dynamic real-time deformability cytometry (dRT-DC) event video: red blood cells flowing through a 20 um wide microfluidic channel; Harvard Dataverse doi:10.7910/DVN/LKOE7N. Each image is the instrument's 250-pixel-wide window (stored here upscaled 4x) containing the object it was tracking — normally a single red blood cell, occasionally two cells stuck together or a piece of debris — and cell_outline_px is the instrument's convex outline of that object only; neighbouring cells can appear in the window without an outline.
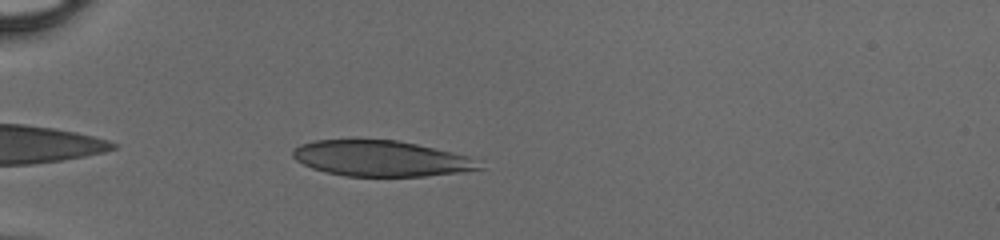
{"species": "human", "species_latin": "Homo sapiens", "temperature_condition": "cold", "stored_images_in_passage": 35, "camera_frame_rate_fps": 3000, "um_per_image_px": 0.085, "donor": {"sex": "male"}, "frame": {"image": 1, "passage_image": 2, "time_ms": 0.333, "image_size_px": [1000, 240], "cell_outline_px": [[484, 168], [464, 172], [424, 176], [344, 176], [324, 172], [312, 168], [296, 160], [292, 156], [292, 152], [300, 144], [316, 140], [396, 140], [416, 144], [452, 152], [468, 156]], "centroid_in_image_um": [32.36, 13.48], "position_along_channel_um": 52.6, "area_um2": 38.55}}
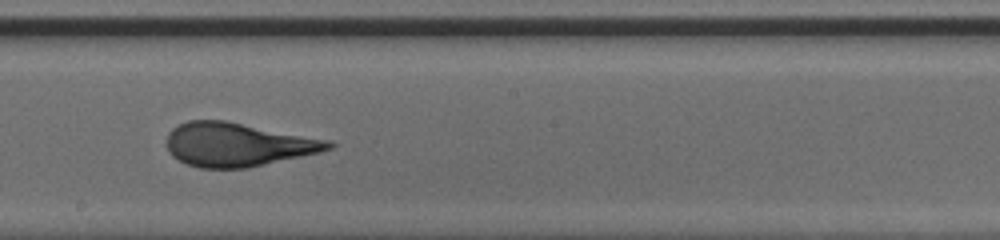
{"frame": {"image": 2, "passage_image": 16, "time_ms": 5.0, "image_size_px": [1000, 240], "cell_outline_px": [[336, 144], [332, 148], [320, 152], [248, 168], [200, 168], [188, 164], [172, 156], [168, 152], [168, 132], [172, 128], [188, 120], [224, 120], [328, 140]], "centroid_in_image_um": [20.18, 12.29], "position_along_channel_um": 228.0, "area_um2": 40.86}}
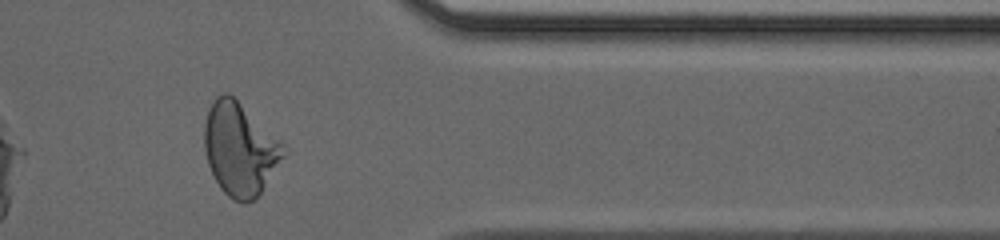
{"frame": {"image": 3, "passage_image": 28, "time_ms": 9.0, "image_size_px": [1000, 240], "cell_outline_px": [[288, 148], [284, 156], [260, 192], [252, 200], [244, 204], [232, 200], [220, 188], [208, 164], [204, 148], [204, 124], [208, 112], [216, 96], [224, 92], [228, 92], [284, 144]], "centroid_in_image_um": [20.37, 12.68], "position_along_channel_um": 391.0, "area_um2": 42.19}}